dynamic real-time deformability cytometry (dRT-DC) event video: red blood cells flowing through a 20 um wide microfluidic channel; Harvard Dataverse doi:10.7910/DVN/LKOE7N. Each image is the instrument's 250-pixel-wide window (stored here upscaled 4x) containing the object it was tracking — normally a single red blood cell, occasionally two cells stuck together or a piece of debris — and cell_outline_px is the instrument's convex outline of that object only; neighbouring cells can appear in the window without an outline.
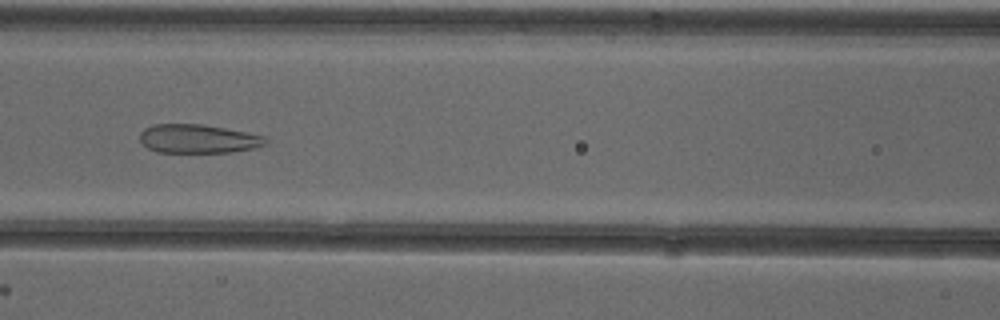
{"species": "common noctule bat (a hibernating species)", "species_latin": "Nyctalus noctula", "temperature_condition": "cold", "stored_images_in_passage": 52, "camera_frame_rate_fps": 3000, "um_per_image_px": 0.085, "animal": {"sex": "female"}, "frame": {"image": 1, "passage_image": 24, "time_ms": 7.667, "image_size_px": [1000, 320], "cell_outline_px": [[268, 144], [256, 148], [232, 152], [156, 152], [148, 148], [140, 140], [140, 132], [144, 128], [152, 124], [200, 124], [248, 132], [264, 136], [268, 140]], "centroid_in_image_um": [16.86, 11.8], "position_along_channel_um": 149.7, "area_um2": 21.21}}
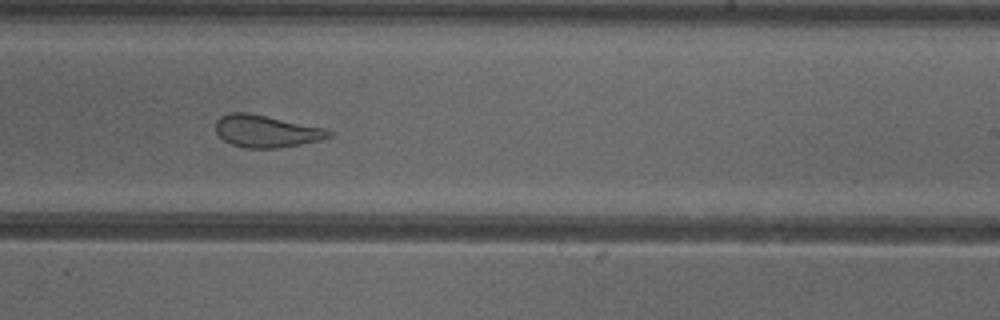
{"frame": {"image": 2, "passage_image": 33, "time_ms": 10.667, "image_size_px": [1000, 320], "cell_outline_px": [[332, 136], [320, 140], [300, 144], [276, 148], [248, 148], [232, 144], [224, 140], [216, 132], [216, 120], [220, 116], [228, 112], [244, 112], [328, 128], [332, 132]], "centroid_in_image_um": [22.64, 11.14], "position_along_channel_um": 266.4, "area_um2": 21.15}}
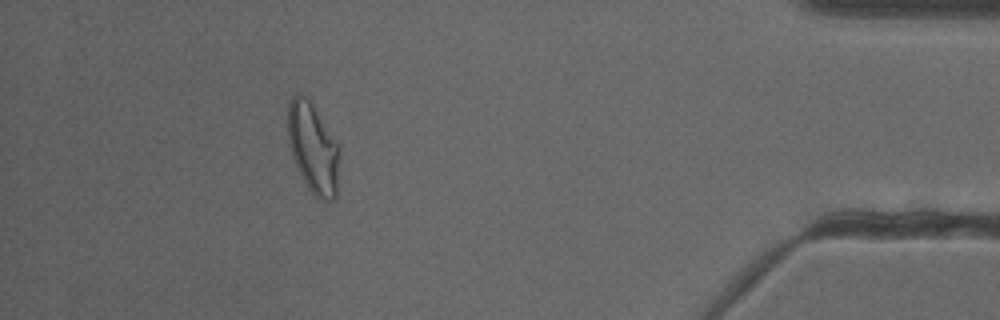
{"frame": {"image": 3, "passage_image": 48, "time_ms": 15.667, "image_size_px": [1000, 320], "cell_outline_px": [[340, 156], [336, 200], [324, 200], [316, 196], [304, 184], [292, 156], [288, 144], [288, 100], [296, 92], [304, 96], [312, 104], [340, 148]], "centroid_in_image_um": [26.61, 12.62], "position_along_channel_um": 408.6, "area_um2": 27.22}}